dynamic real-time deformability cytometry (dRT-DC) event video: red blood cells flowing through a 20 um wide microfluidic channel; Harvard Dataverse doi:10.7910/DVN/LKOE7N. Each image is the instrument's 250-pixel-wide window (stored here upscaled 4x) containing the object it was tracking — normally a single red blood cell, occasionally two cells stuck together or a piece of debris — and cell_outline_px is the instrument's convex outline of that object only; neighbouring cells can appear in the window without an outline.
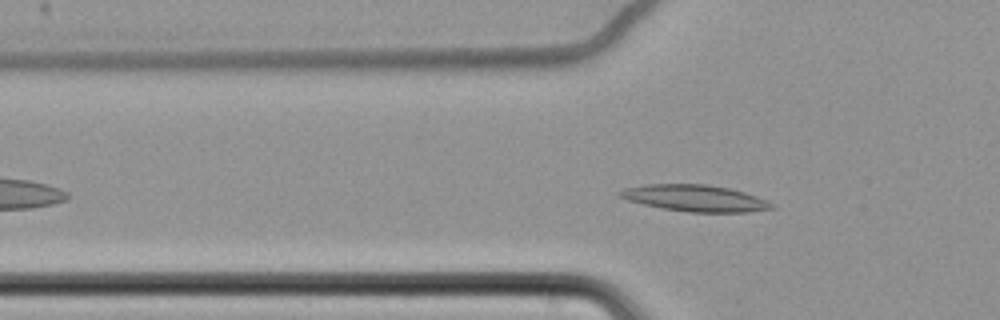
{"species": "common noctule bat (a hibernating species)", "species_latin": "Nyctalus noctula", "temperature_condition": "cold", "stored_images_in_passage": 51, "camera_frame_rate_fps": 3000, "um_per_image_px": 0.085, "animal": {"sex": "female", "body_mass_g": 22.7, "forearm_length_mm": 54.2}, "frame": {"image": 1, "passage_image": 11, "time_ms": 3.333, "image_size_px": [1000, 320], "cell_outline_px": [[776, 208], [748, 212], [688, 212], [664, 208], [644, 204], [628, 200], [616, 196], [616, 192], [624, 188], [644, 184], [708, 184], [728, 188], [744, 192], [768, 200]], "centroid_in_image_um": [59.06, 16.84], "position_along_channel_um": 66.7, "area_um2": 23.52}}
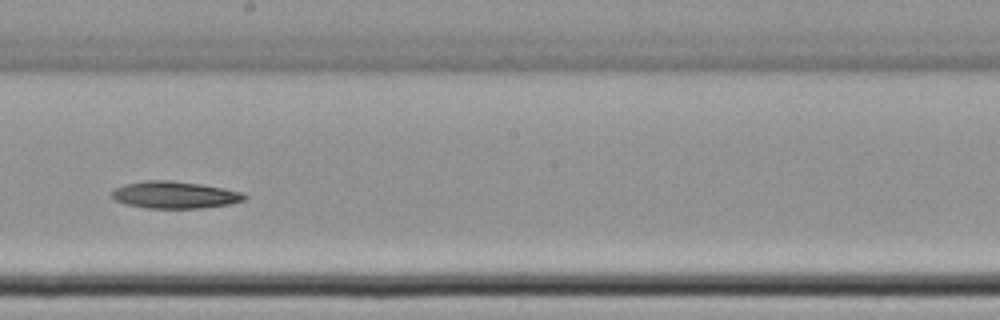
{"frame": {"image": 2, "passage_image": 26, "time_ms": 8.333, "image_size_px": [1000, 320], "cell_outline_px": [[248, 196], [244, 200], [228, 204], [200, 208], [148, 208], [124, 204], [116, 200], [112, 196], [112, 192], [116, 188], [124, 184], [144, 180], [168, 180], [200, 184], [224, 188], [244, 192]], "centroid_in_image_um": [14.86, 16.56], "position_along_channel_um": 233.3, "area_um2": 20.87}}
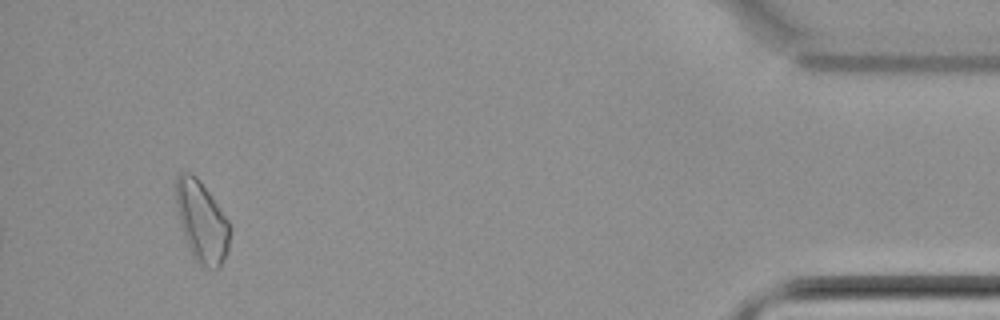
{"frame": {"image": 3, "passage_image": 48, "time_ms": 15.667, "image_size_px": [1000, 320], "cell_outline_px": [[228, 252], [220, 268], [208, 268], [200, 264], [192, 256], [184, 236], [180, 224], [176, 208], [176, 176], [180, 172], [192, 172], [200, 180], [212, 196], [228, 220]], "centroid_in_image_um": [17.12, 18.81], "position_along_channel_um": 418.1, "area_um2": 25.32}, "authors_computed_cell_mechanics": {"area_um2": 21.4438, "velocity_mm_per_s": 3.4295, "shape_relaxation_time_tau1_ms": 2.4753, "shape_relaxation_time_tau2_ms": null, "deformation_change_tau1": 0.0697, "deformation_change_tau2": null}}